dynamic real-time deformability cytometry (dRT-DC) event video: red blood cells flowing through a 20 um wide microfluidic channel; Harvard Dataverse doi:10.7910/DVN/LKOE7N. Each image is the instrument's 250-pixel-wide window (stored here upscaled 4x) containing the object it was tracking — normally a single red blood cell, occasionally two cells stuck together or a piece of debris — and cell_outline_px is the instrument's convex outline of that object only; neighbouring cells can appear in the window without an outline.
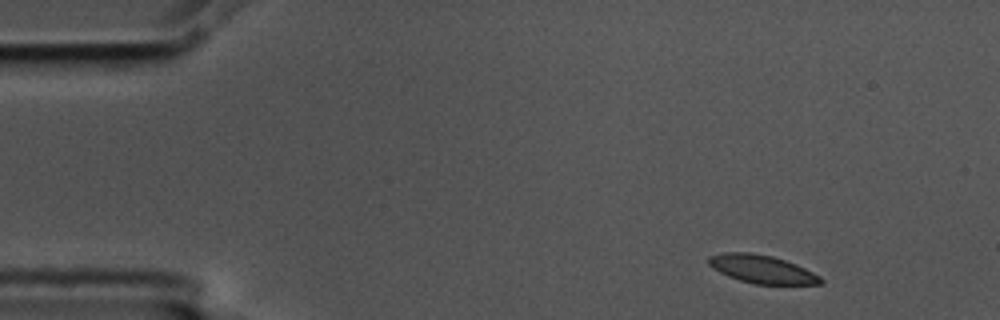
{"species": "common noctule bat (a hibernating species)", "species_latin": "Nyctalus noctula", "temperature_condition": "cold", "stored_images_in_passage": 3, "camera_frame_rate_fps": 3000, "um_per_image_px": 0.085, "animal": {"sex": "male", "body_mass_g": 17.5, "forearm_length_mm": 52.3}, "frame": {"image": 1, "passage_image": 1, "time_ms": 0.0, "image_size_px": [1000, 320], "cell_outline_px": [[824, 280], [820, 284], [756, 284], [740, 280], [728, 276], [712, 268], [708, 264], [708, 256], [724, 252], [748, 252], [772, 256], [796, 264], [820, 276]], "centroid_in_image_um": [64.74, 22.87], "position_along_channel_um": 20.3, "area_um2": 18.26}}
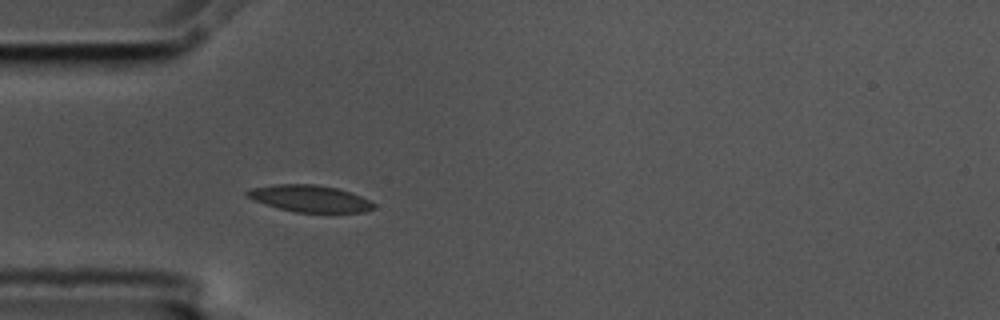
{"frame": {"image": 2, "passage_image": 3, "time_ms": 0.667, "image_size_px": [1000, 320], "cell_outline_px": [[376, 208], [364, 212], [296, 212], [264, 204], [244, 196], [244, 192], [252, 188], [276, 184], [316, 184], [336, 188], [360, 196], [376, 204]], "centroid_in_image_um": [26.31, 16.87], "position_along_channel_um": 58.7, "area_um2": 19.65}}